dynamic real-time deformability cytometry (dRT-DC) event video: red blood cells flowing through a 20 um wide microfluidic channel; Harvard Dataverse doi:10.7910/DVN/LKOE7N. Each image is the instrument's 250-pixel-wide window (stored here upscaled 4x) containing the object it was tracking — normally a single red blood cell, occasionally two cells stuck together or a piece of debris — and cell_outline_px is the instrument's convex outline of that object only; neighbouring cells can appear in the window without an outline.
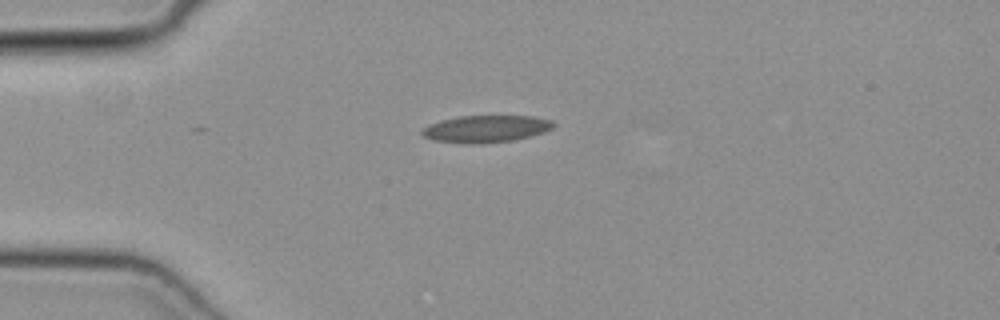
{"species": "common noctule bat (a hibernating species)", "species_latin": "Nyctalus noctula", "temperature_condition": "cold", "stored_images_in_passage": 38, "camera_frame_rate_fps": 3000, "um_per_image_px": 0.085, "animal": {"sex": "female", "body_mass_g": 19.3, "forearm_length_mm": 54.1}, "frame": {"image": 1, "passage_image": 1, "time_ms": 0.0, "image_size_px": [1000, 320], "cell_outline_px": [[556, 124], [552, 128], [544, 132], [512, 140], [480, 144], [468, 144], [432, 140], [424, 136], [420, 132], [428, 124], [440, 120], [460, 116], [532, 116], [552, 120]], "centroid_in_image_um": [41.28, 10.95], "position_along_channel_um": 43.7, "area_um2": 20.75}}
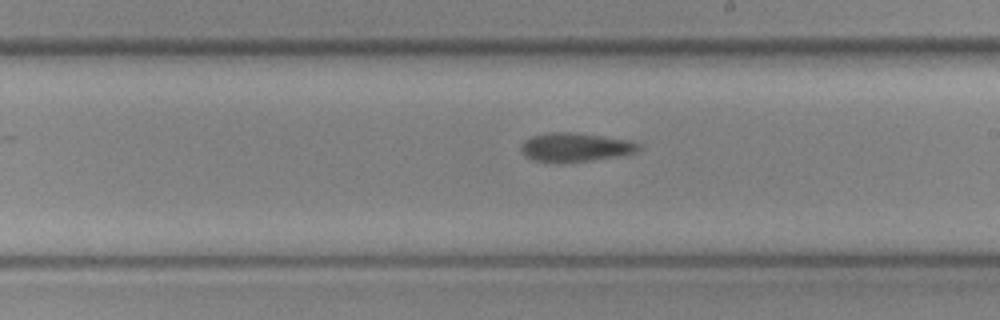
{"frame": {"image": 2, "passage_image": 17, "time_ms": 5.333, "image_size_px": [1000, 320], "cell_outline_px": [[640, 148], [636, 152], [628, 156], [560, 164], [556, 164], [532, 160], [524, 156], [520, 152], [520, 148], [524, 140], [532, 136], [548, 132], [576, 132], [628, 140], [640, 144]], "centroid_in_image_um": [48.89, 12.55], "position_along_channel_um": 240.1, "area_um2": 20.52}}
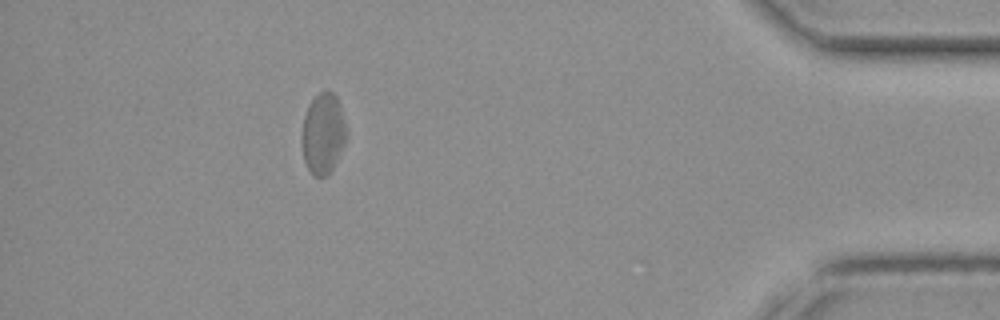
{"frame": {"image": 3, "passage_image": 33, "time_ms": 10.667, "image_size_px": [1000, 320], "cell_outline_px": [[348, 136], [332, 168], [324, 176], [312, 176], [304, 160], [300, 140], [300, 136], [304, 116], [312, 100], [320, 92], [332, 92], [336, 96], [348, 132]], "centroid_in_image_um": [27.44, 11.37], "position_along_channel_um": 407.8, "area_um2": 20.81}}